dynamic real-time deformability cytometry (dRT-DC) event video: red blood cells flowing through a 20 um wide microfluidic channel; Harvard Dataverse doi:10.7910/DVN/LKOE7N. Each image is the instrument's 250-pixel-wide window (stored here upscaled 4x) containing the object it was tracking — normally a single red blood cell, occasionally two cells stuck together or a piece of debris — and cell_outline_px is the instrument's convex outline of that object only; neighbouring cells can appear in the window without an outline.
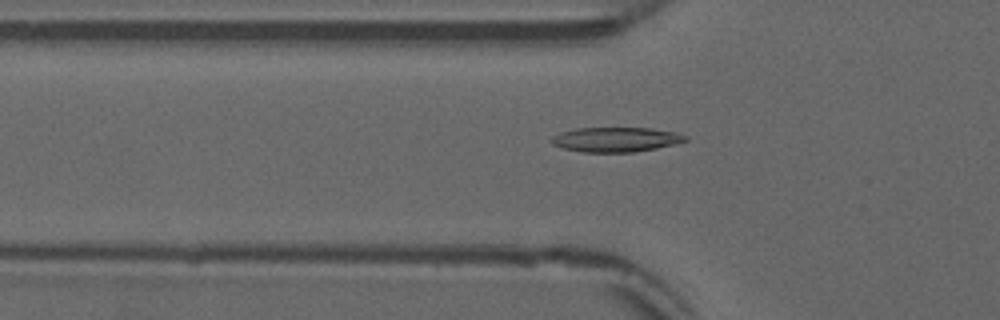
{"species": "common noctule bat (a hibernating species)", "species_latin": "Nyctalus noctula", "temperature_condition": "warm", "stored_images_in_passage": 54, "camera_frame_rate_fps": 3000, "um_per_image_px": 0.085, "animal": {"sex": "male", "forearm_length_mm": 52.5}, "frame": {"image": 1, "passage_image": 19, "time_ms": 6.0, "image_size_px": [1000, 320], "cell_outline_px": [[688, 140], [676, 144], [656, 148], [632, 152], [580, 152], [564, 148], [552, 144], [548, 140], [552, 136], [560, 132], [576, 128], [652, 128], [676, 132], [688, 136]], "centroid_in_image_um": [52.34, 11.85], "position_along_channel_um": 73.5, "area_um2": 19.42}}
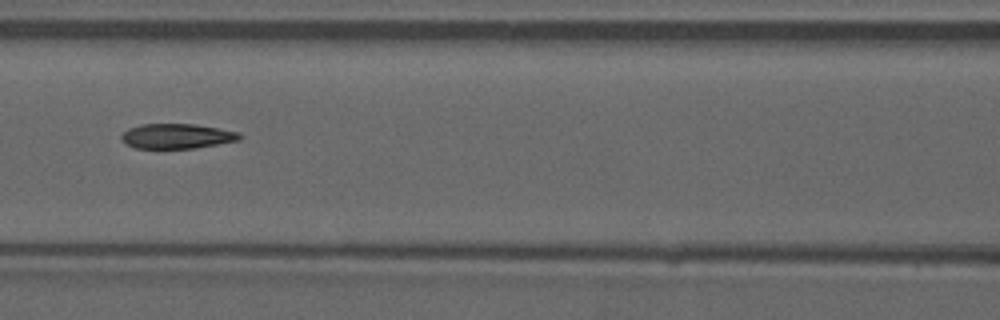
{"frame": {"image": 2, "passage_image": 25, "time_ms": 8.0, "image_size_px": [1000, 320], "cell_outline_px": [[244, 136], [240, 140], [192, 148], [136, 148], [120, 140], [120, 136], [128, 128], [140, 124], [196, 124], [240, 132]], "centroid_in_image_um": [15.04, 11.56], "position_along_channel_um": 151.6, "area_um2": 17.17}}
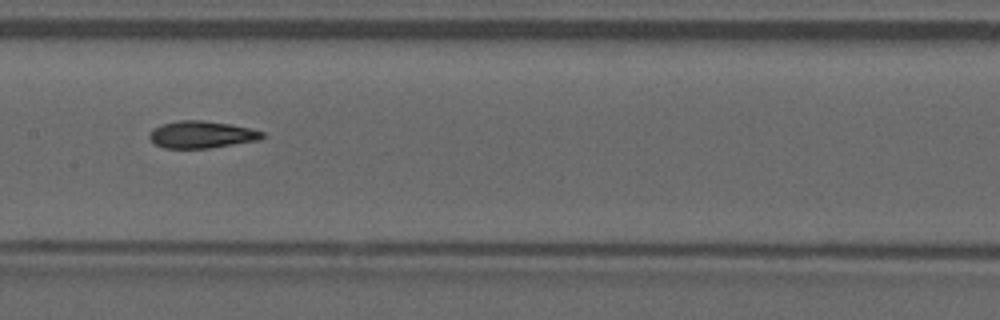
{"frame": {"image": 3, "passage_image": 28, "time_ms": 9.0, "image_size_px": [1000, 320], "cell_outline_px": [[264, 136], [260, 140], [212, 148], [164, 148], [156, 144], [148, 136], [148, 132], [152, 128], [160, 124], [180, 120], [200, 120], [232, 124], [252, 128], [264, 132]], "centroid_in_image_um": [17.14, 11.43], "position_along_channel_um": 190.3, "area_um2": 18.09}, "authors_computed_cell_mechanics": {"area_um2": 18.1492, "velocity_mm_per_s": 3.8635, "shape_relaxation_time_tau1_ms": null, "shape_relaxation_time_tau2_ms": 3.3595, "deformation_change_tau1": null, "deformation_change_tau2": 0.1033}}